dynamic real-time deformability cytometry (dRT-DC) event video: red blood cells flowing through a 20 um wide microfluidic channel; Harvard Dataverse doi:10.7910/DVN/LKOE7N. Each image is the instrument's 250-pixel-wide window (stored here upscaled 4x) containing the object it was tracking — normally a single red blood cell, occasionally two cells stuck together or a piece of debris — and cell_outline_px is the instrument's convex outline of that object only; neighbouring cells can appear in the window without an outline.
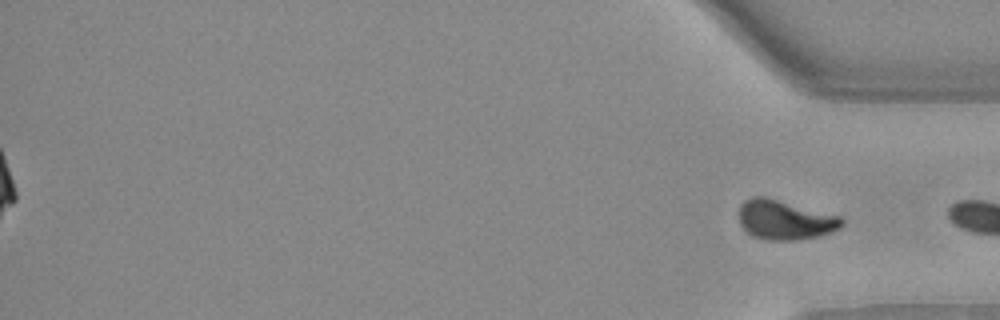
{"species": "Egyptian fruit bat (a non-hibernating species)", "species_latin": "Rousettus aegyptiacus", "temperature_condition": "warm", "stored_images_in_passage": 44, "segment_of_instrument_passage": [2, 2], "camera_frame_rate_fps": 3000, "um_per_image_px": 0.085, "animal": {"sex": "female"}, "frame": {"image": 1, "passage_image": 44, "time_ms": 14.333, "image_size_px": [1000, 320], "cell_outline_px": [[844, 224], [840, 228], [832, 232], [816, 236], [796, 240], [764, 240], [752, 236], [740, 224], [740, 204], [744, 200], [752, 196], [764, 196], [840, 216], [844, 220]], "centroid_in_image_um": [66.71, 18.69], "position_along_channel_um": 368.5, "area_um2": 23.64}}